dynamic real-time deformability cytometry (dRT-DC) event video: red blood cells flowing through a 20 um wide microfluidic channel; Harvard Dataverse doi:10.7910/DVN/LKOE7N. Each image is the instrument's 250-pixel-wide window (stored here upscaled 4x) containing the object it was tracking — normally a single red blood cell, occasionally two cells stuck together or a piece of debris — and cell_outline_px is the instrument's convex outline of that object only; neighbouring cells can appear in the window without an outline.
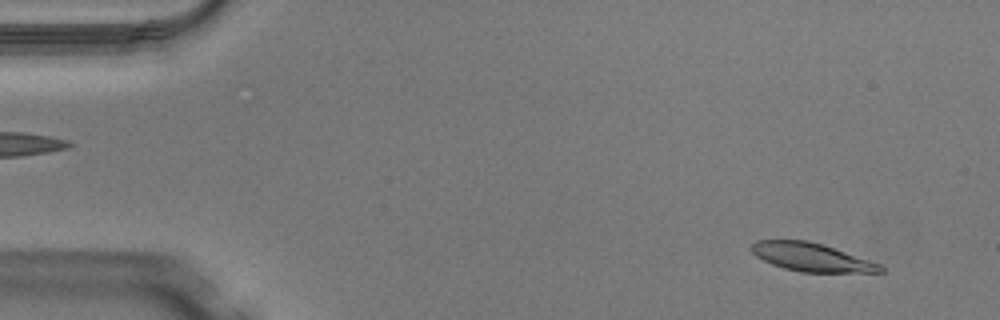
{"species": "Egyptian fruit bat (a non-hibernating species)", "species_latin": "Rousettus aegyptiacus", "temperature_condition": "warm", "stored_images_in_passage": 48, "camera_frame_rate_fps": 3000, "um_per_image_px": 0.085, "animal": {"sex": "male"}, "frame": {"image": 1, "passage_image": 3, "time_ms": 0.667, "image_size_px": [1000, 320], "cell_outline_px": [[884, 272], [800, 272], [784, 268], [772, 264], [756, 256], [752, 252], [752, 244], [756, 240], [808, 240], [824, 244], [880, 264], [884, 268]], "centroid_in_image_um": [68.98, 21.85], "position_along_channel_um": 16.0, "area_um2": 21.15}}
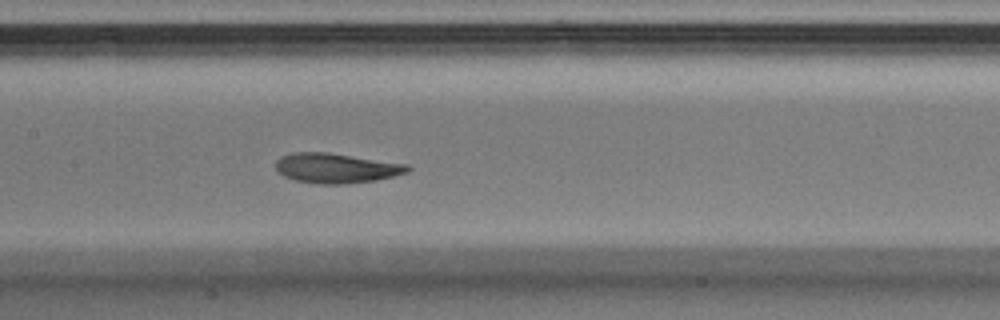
{"frame": {"image": 2, "passage_image": 23, "time_ms": 7.333, "image_size_px": [1000, 320], "cell_outline_px": [[412, 168], [408, 172], [376, 180], [344, 184], [320, 184], [296, 180], [284, 176], [276, 168], [276, 160], [280, 156], [292, 152], [328, 152], [408, 164]], "centroid_in_image_um": [28.58, 14.28], "position_along_channel_um": 178.8, "area_um2": 22.95}}
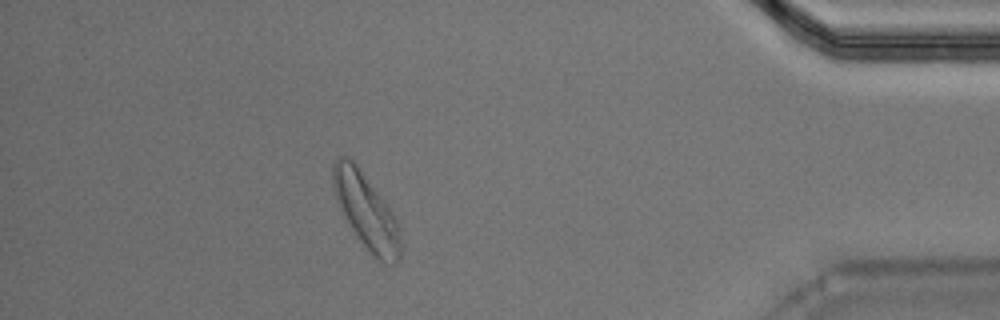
{"frame": {"image": 3, "passage_image": 43, "time_ms": 14.0, "image_size_px": [1000, 320], "cell_outline_px": [[400, 260], [396, 264], [384, 264], [376, 260], [372, 256], [360, 240], [344, 216], [340, 208], [332, 184], [332, 164], [336, 156], [348, 156], [356, 164], [396, 216], [400, 224]], "centroid_in_image_um": [31.15, 17.97], "position_along_channel_um": 404.1, "area_um2": 29.71}, "authors_computed_cell_mechanics": {"area_um2": 23.0333, "velocity_mm_per_s": 4.0427, "shape_relaxation_time_tau1_ms": 2.0538, "shape_relaxation_time_tau2_ms": 1.4358, "deformation_change_tau1": 0.1383, "deformation_change_tau2": 0.0837}}